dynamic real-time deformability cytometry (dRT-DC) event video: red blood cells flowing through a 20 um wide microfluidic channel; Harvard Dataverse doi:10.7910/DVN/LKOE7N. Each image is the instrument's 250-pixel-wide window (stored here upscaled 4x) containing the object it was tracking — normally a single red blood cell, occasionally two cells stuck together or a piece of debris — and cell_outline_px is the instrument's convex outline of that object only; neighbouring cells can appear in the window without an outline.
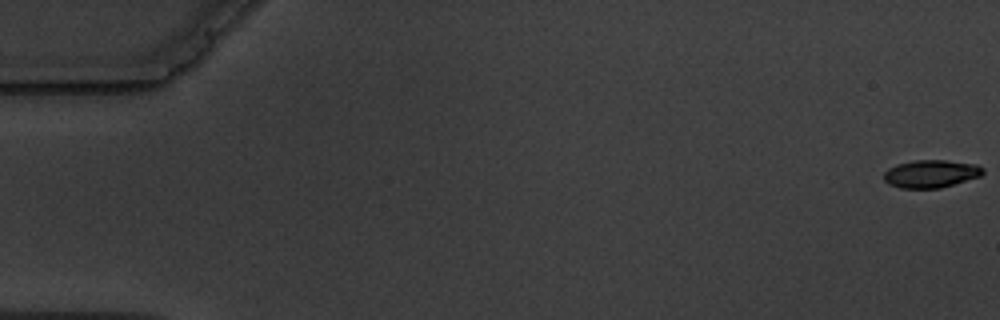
{"species": "common noctule bat (a hibernating species)", "species_latin": "Nyctalus noctula", "temperature_condition": "warm", "stored_images_in_passage": 5, "camera_frame_rate_fps": 3000, "um_per_image_px": 0.085, "animal": {"sex": "male", "body_mass_g": 19.5, "forearm_length_mm": 54.6}, "frame": {"image": 1, "passage_image": 1, "time_ms": 0.0, "image_size_px": [1000, 320], "cell_outline_px": [[984, 172], [980, 176], [940, 188], [900, 188], [888, 184], [884, 180], [884, 172], [888, 168], [896, 164], [916, 160], [944, 160], [976, 164], [984, 168]], "centroid_in_image_um": [79.11, 14.77], "position_along_channel_um": 5.9, "area_um2": 16.01}}
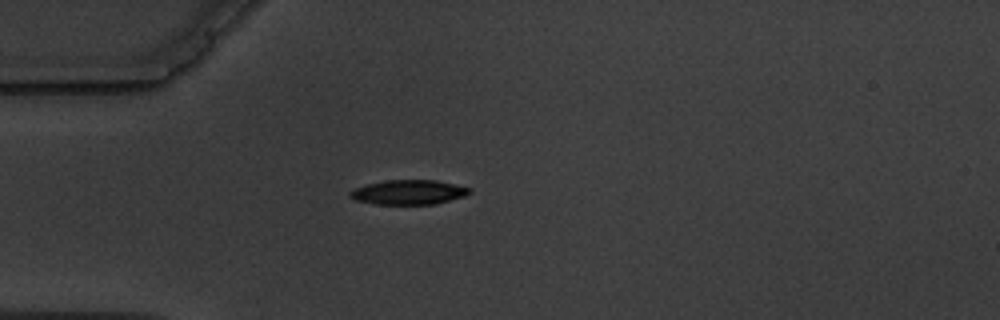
{"frame": {"image": 2, "passage_image": 5, "time_ms": 5.333, "image_size_px": [1000, 320], "cell_outline_px": [[472, 192], [464, 196], [436, 204], [372, 204], [356, 200], [348, 196], [348, 192], [364, 184], [384, 180], [436, 180], [472, 188]], "centroid_in_image_um": [34.71, 16.33], "position_along_channel_um": 50.3, "area_um2": 17.28}}